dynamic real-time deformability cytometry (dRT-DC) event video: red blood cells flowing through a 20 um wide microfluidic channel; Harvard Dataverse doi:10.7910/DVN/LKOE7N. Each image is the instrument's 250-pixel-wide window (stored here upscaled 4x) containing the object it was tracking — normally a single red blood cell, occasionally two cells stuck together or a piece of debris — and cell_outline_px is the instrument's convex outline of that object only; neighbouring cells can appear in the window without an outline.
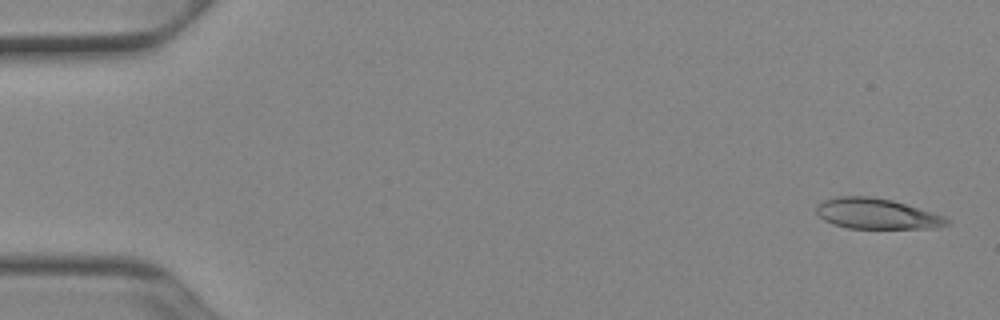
{"species": "Egyptian fruit bat (a non-hibernating species)", "species_latin": "Rousettus aegyptiacus", "temperature_condition": "cold", "stored_images_in_passage": 52, "camera_frame_rate_fps": 3000, "um_per_image_px": 0.085, "animal": {"sex": "female"}, "frame": {"image": 1, "passage_image": 2, "time_ms": 0.333, "image_size_px": [1000, 320], "cell_outline_px": [[948, 224], [936, 228], [848, 228], [832, 224], [824, 220], [816, 212], [816, 208], [824, 200], [840, 196], [868, 196], [892, 200], [944, 216], [948, 220]], "centroid_in_image_um": [74.5, 18.17], "position_along_channel_um": 10.5, "area_um2": 22.89}}
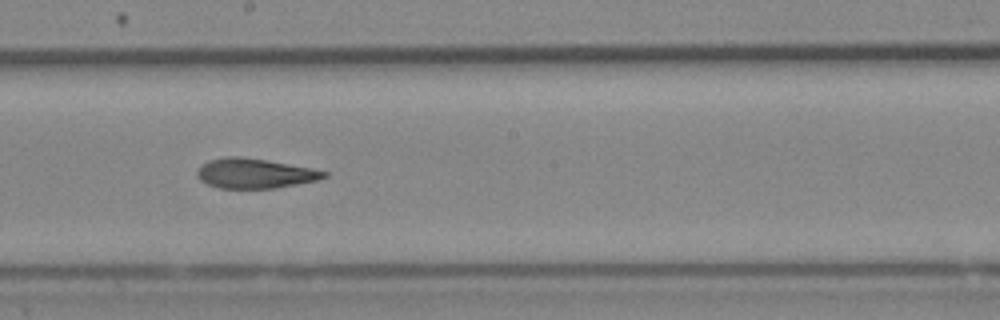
{"frame": {"image": 2, "passage_image": 29, "time_ms": 9.333, "image_size_px": [1000, 320], "cell_outline_px": [[328, 176], [320, 180], [272, 188], [220, 188], [208, 184], [200, 180], [196, 176], [196, 172], [200, 164], [208, 160], [224, 156], [240, 156], [268, 160], [312, 168], [328, 172]], "centroid_in_image_um": [21.63, 14.72], "position_along_channel_um": 226.6, "area_um2": 22.25}}
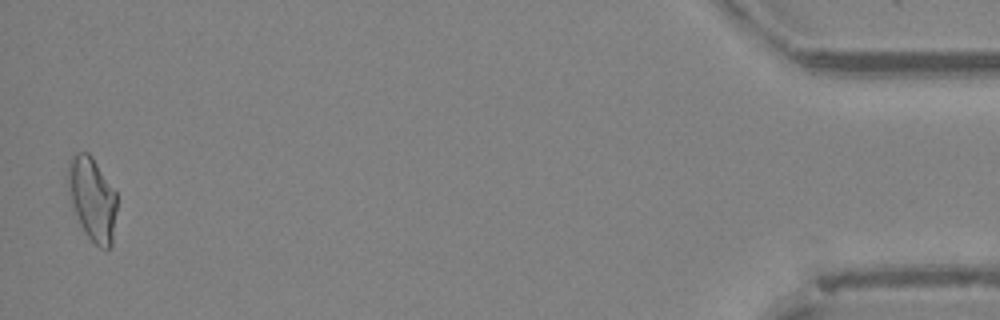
{"frame": {"image": 3, "passage_image": 51, "time_ms": 16.667, "image_size_px": [1000, 320], "cell_outline_px": [[116, 208], [112, 244], [108, 248], [100, 248], [84, 232], [80, 224], [72, 204], [68, 188], [68, 160], [76, 152], [88, 152], [92, 156], [116, 192]], "centroid_in_image_um": [7.84, 16.88], "position_along_channel_um": 427.4, "area_um2": 23.52}, "authors_computed_cell_mechanics": {"area_um2": 22.9177, "velocity_mm_per_s": 3.9129, "shape_relaxation_time_tau1_ms": null, "shape_relaxation_time_tau2_ms": 3.8179, "deformation_change_tau1": null, "deformation_change_tau2": 0.1216}}